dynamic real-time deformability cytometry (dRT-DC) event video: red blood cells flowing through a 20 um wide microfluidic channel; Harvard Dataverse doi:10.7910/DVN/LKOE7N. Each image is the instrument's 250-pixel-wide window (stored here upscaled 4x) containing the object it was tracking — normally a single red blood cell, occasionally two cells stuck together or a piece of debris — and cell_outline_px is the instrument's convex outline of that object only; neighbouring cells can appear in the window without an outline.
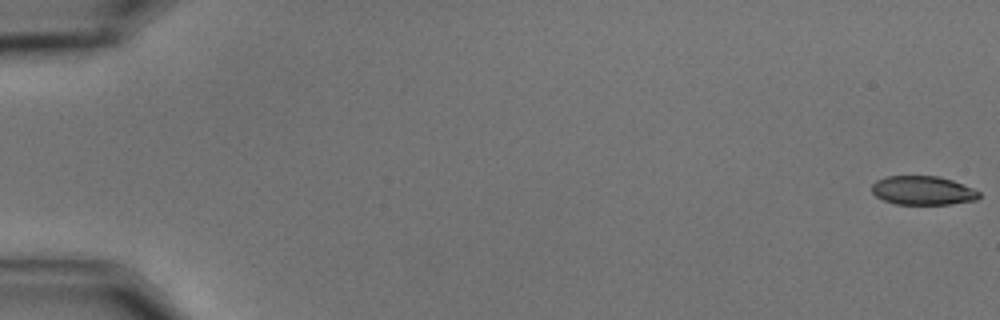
{"species": "common noctule bat (a hibernating species)", "species_latin": "Nyctalus noctula", "temperature_condition": "cold", "stored_images_in_passage": 58, "camera_frame_rate_fps": 3000, "um_per_image_px": 0.085, "animal": {"sex": "male", "body_mass_g": 15.6}, "frame": {"image": 1, "passage_image": 1, "time_ms": 0.0, "image_size_px": [1000, 320], "cell_outline_px": [[980, 196], [976, 200], [948, 204], [896, 204], [884, 200], [876, 196], [872, 192], [872, 184], [876, 180], [888, 176], [940, 176], [952, 180], [972, 188], [980, 192]], "centroid_in_image_um": [78.43, 16.19], "position_along_channel_um": 6.6, "area_um2": 17.98}}
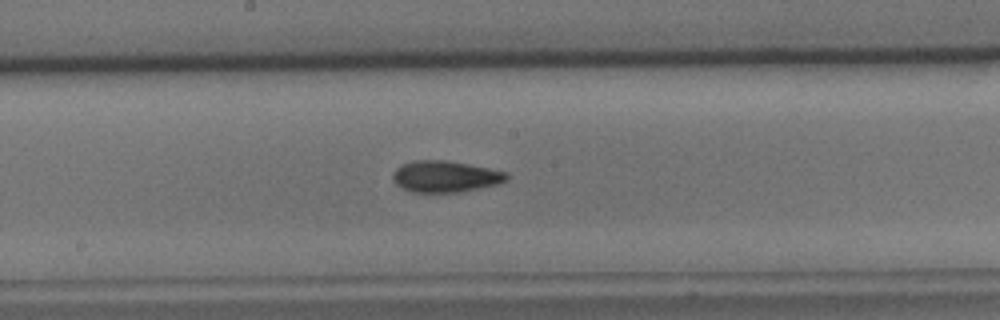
{"frame": {"image": 2, "passage_image": 32, "time_ms": 10.333, "image_size_px": [1000, 320], "cell_outline_px": [[508, 180], [496, 184], [460, 192], [412, 192], [396, 184], [392, 180], [392, 176], [396, 168], [404, 164], [416, 160], [444, 160], [468, 164], [508, 172]], "centroid_in_image_um": [37.85, 15.0], "position_along_channel_um": 210.3, "area_um2": 20.63}}
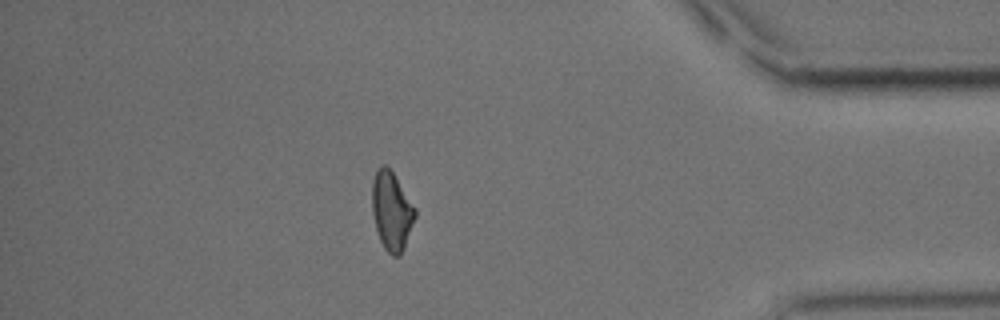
{"frame": {"image": 3, "passage_image": 51, "time_ms": 16.667, "image_size_px": [1000, 320], "cell_outline_px": [[416, 216], [400, 256], [392, 256], [384, 248], [380, 240], [376, 228], [372, 212], [372, 180], [376, 168], [384, 164], [392, 172], [416, 208]], "centroid_in_image_um": [33.27, 17.92], "position_along_channel_um": 401.9, "area_um2": 19.54}, "authors_computed_cell_mechanics": {"area_um2": 19.7098, "velocity_mm_per_s": 3.5462, "shape_relaxation_time_tau1_ms": 4.0588, "shape_relaxation_time_tau2_ms": 4.0262, "deformation_change_tau1": 0.1442, "deformation_change_tau2": 0.1105}}